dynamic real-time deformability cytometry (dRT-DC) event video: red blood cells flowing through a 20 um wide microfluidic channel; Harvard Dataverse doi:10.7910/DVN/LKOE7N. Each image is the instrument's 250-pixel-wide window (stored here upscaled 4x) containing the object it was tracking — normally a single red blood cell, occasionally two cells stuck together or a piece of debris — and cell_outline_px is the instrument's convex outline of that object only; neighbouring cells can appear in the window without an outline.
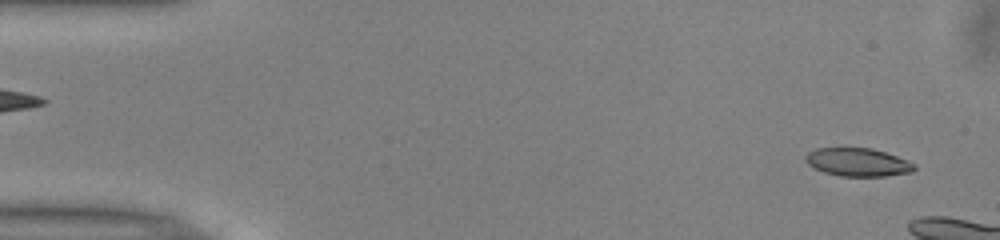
{"species": "common noctule bat (a hibernating species)", "species_latin": "Nyctalus noctula", "temperature_condition": "warm", "stored_images_in_passage": 11, "camera_frame_rate_fps": 3000, "um_per_image_px": 0.085, "animal": {"sex": "male", "body_mass_g": 13.0, "forearm_length_mm": 53.1}, "frame": {"image": 1, "passage_image": 2, "time_ms": 0.333, "image_size_px": [1000, 240], "cell_outline_px": [[916, 168], [912, 172], [888, 176], [840, 176], [824, 172], [808, 164], [804, 156], [808, 152], [816, 148], [872, 148], [896, 156], [916, 164]], "centroid_in_image_um": [72.93, 13.79], "position_along_channel_um": 12.1, "area_um2": 17.8}}